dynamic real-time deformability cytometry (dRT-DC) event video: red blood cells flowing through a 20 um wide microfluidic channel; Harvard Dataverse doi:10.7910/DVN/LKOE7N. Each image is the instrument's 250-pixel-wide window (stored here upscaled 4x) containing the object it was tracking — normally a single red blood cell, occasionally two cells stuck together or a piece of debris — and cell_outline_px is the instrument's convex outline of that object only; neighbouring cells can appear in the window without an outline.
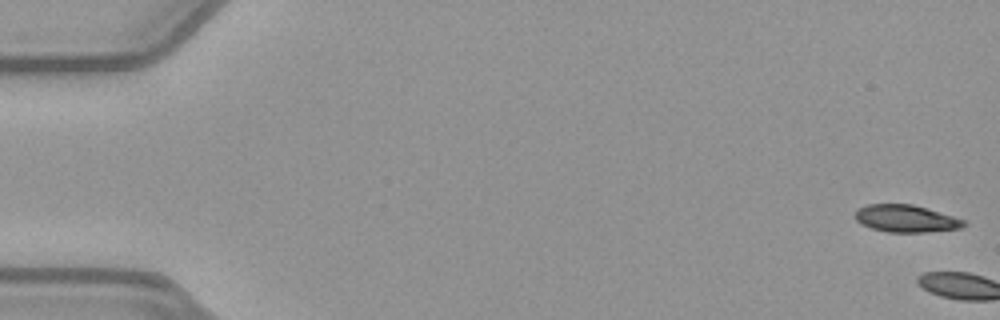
{"species": "common noctule bat (a hibernating species)", "species_latin": "Nyctalus noctula", "temperature_condition": "warm", "stored_images_in_passage": 3, "camera_frame_rate_fps": 3000, "um_per_image_px": 0.085, "animal": {"sex": "female", "body_mass_g": 21.9}, "frame": {"image": 1, "passage_image": 1, "time_ms": 0.0, "image_size_px": [1000, 320], "cell_outline_px": [[968, 224], [960, 228], [924, 232], [888, 232], [872, 228], [856, 220], [856, 208], [868, 204], [912, 204], [952, 216], [964, 220]], "centroid_in_image_um": [77.0, 18.57], "position_along_channel_um": 8.0, "area_um2": 16.99}}